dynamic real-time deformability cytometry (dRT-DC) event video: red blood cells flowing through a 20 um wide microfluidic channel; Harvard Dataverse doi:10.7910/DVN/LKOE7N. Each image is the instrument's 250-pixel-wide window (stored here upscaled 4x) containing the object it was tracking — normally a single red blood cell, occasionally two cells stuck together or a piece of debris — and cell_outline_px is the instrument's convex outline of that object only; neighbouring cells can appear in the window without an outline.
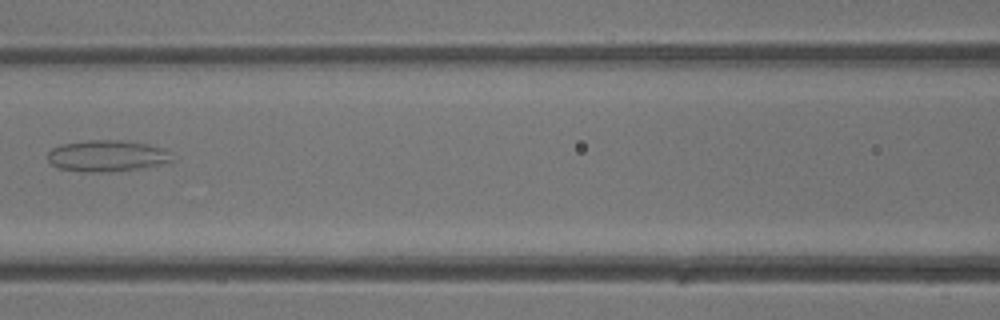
{"species": "common noctule bat (a hibernating species)", "species_latin": "Nyctalus noctula", "temperature_condition": "warm", "stored_images_in_passage": 5, "camera_frame_rate_fps": 3000, "um_per_image_px": 0.085, "animal": {"sex": "male", "body_mass_g": 13.3}, "frame": {"image": 1, "passage_image": 5, "time_ms": 5.333, "image_size_px": [1000, 320], "cell_outline_px": [[176, 160], [168, 164], [108, 172], [84, 172], [60, 168], [52, 164], [48, 160], [48, 152], [52, 148], [64, 144], [88, 140], [124, 140], [148, 144], [168, 148]], "centroid_in_image_um": [9.21, 13.25], "position_along_channel_um": 157.4, "area_um2": 23.12}}